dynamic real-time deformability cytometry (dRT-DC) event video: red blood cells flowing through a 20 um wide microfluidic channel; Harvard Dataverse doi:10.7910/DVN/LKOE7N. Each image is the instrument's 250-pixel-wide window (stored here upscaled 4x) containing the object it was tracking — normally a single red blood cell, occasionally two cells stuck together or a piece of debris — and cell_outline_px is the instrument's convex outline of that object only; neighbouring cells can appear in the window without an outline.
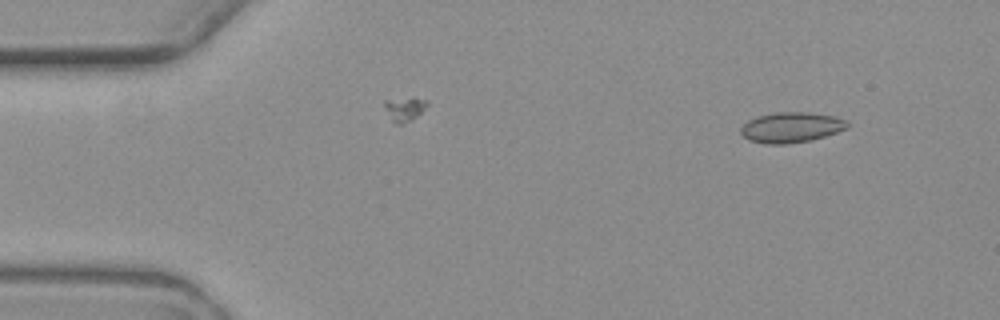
{"species": "common noctule bat (a hibernating species)", "species_latin": "Nyctalus noctula", "temperature_condition": "warm", "stored_images_in_passage": 7, "camera_frame_rate_fps": 3000, "um_per_image_px": 0.085, "animal": {"sex": "female", "body_mass_g": 19.3, "forearm_length_mm": 54.1}, "frame": {"image": 1, "passage_image": 1, "time_ms": 0.0, "image_size_px": [1000, 320], "cell_outline_px": [[848, 128], [812, 140], [788, 144], [764, 144], [748, 140], [740, 132], [740, 128], [748, 120], [756, 116], [776, 112], [808, 112], [836, 116], [844, 120], [848, 124]], "centroid_in_image_um": [67.22, 10.83], "position_along_channel_um": 17.8, "area_um2": 18.96}}